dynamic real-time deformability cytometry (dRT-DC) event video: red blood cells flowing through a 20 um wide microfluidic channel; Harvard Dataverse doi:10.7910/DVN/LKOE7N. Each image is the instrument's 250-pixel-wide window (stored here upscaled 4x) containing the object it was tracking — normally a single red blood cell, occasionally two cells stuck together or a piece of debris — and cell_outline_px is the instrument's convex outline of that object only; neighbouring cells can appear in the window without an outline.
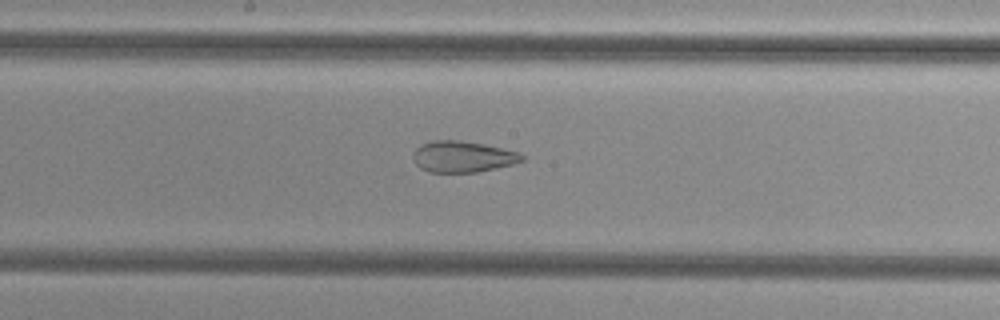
{"species": "common noctule bat (a hibernating species)", "species_latin": "Nyctalus noctula", "temperature_condition": "cold", "stored_images_in_passage": 37, "camera_frame_rate_fps": 3000, "um_per_image_px": 0.085, "animal": {"sex": "female", "body_mass_g": 29.2, "forearm_length_mm": 56.3}, "frame": {"image": 1, "passage_image": 12, "time_ms": 3.667, "image_size_px": [1000, 320], "cell_outline_px": [[524, 160], [512, 164], [496, 168], [476, 172], [428, 172], [420, 168], [416, 164], [412, 156], [412, 152], [420, 144], [432, 140], [460, 140], [484, 144], [520, 152], [524, 156]], "centroid_in_image_um": [39.3, 13.31], "position_along_channel_um": 208.9, "area_um2": 19.94}}
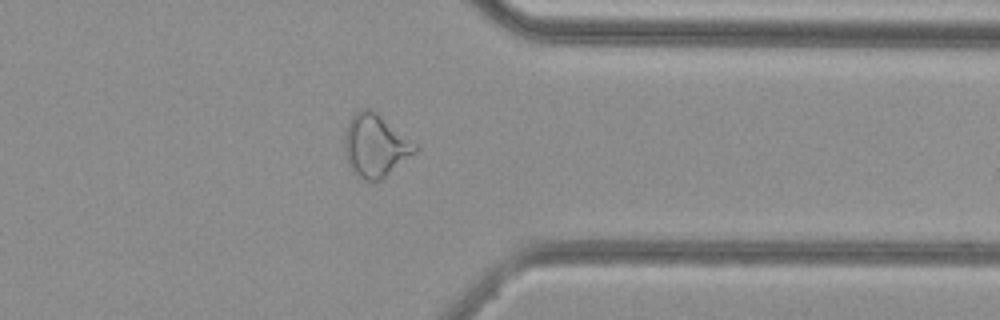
{"frame": {"image": 2, "passage_image": 26, "time_ms": 8.333, "image_size_px": [1000, 320], "cell_outline_px": [[416, 152], [380, 180], [364, 180], [352, 172], [348, 164], [344, 152], [344, 136], [348, 124], [352, 116], [360, 108], [372, 108], [416, 144]], "centroid_in_image_um": [31.86, 12.36], "position_along_channel_um": 379.5, "area_um2": 25.55}}
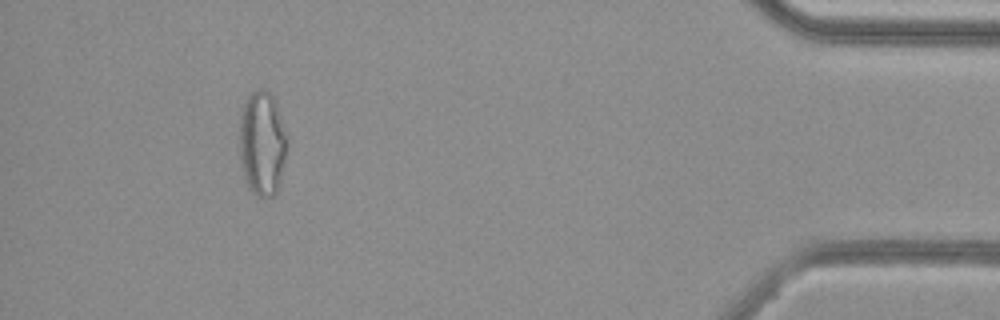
{"frame": {"image": 3, "passage_image": 33, "time_ms": 10.667, "image_size_px": [1000, 320], "cell_outline_px": [[288, 140], [280, 184], [276, 192], [272, 196], [256, 196], [248, 188], [244, 176], [240, 160], [240, 116], [244, 104], [248, 96], [256, 88], [260, 88], [268, 92], [276, 100], [288, 132]], "centroid_in_image_um": [22.31, 12.16], "position_along_channel_um": 412.9, "area_um2": 29.54}, "authors_computed_cell_mechanics": {"area_um2": 22.7154, "velocity_mm_per_s": 3.7711, "shape_relaxation_time_tau1_ms": null, "shape_relaxation_time_tau2_ms": 1.7943, "deformation_change_tau1": null, "deformation_change_tau2": 0.0973}}